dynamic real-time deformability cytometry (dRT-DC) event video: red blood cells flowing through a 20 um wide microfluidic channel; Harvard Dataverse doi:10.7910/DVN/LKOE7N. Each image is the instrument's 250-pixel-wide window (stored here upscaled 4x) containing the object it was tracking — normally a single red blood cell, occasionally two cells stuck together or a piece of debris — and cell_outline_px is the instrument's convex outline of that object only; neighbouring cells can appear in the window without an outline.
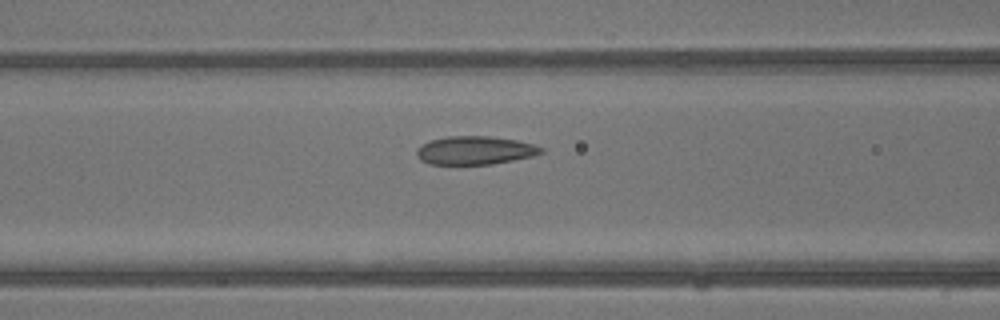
{"species": "common noctule bat (a hibernating species)", "species_latin": "Nyctalus noctula", "temperature_condition": "warm", "stored_images_in_passage": 7, "camera_frame_rate_fps": 3000, "um_per_image_px": 0.085, "animal": {"sex": "male", "body_mass_g": 13.3}, "frame": {"image": 1, "passage_image": 6, "time_ms": 1.667, "image_size_px": [1000, 320], "cell_outline_px": [[544, 152], [532, 156], [492, 164], [428, 164], [420, 160], [416, 152], [416, 148], [420, 144], [432, 140], [448, 136], [488, 136], [516, 140], [532, 144], [544, 148]], "centroid_in_image_um": [40.34, 12.78], "position_along_channel_um": 126.3, "area_um2": 20.52}}